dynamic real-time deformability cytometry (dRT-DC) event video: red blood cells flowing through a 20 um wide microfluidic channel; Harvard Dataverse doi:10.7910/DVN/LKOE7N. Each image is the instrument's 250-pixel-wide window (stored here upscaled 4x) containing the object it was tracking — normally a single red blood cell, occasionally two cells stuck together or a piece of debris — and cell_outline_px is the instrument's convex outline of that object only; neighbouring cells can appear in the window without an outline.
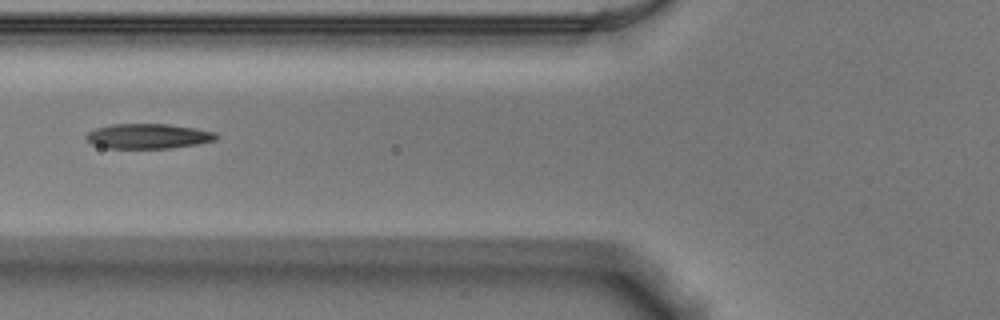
{"species": "Egyptian fruit bat (a non-hibernating species)", "species_latin": "Rousettus aegyptiacus", "temperature_condition": "warm", "stored_images_in_passage": 37, "camera_frame_rate_fps": 3000, "um_per_image_px": 0.085, "animal": {"sex": "male"}, "frame": {"image": 1, "passage_image": 6, "time_ms": 1.667, "image_size_px": [1000, 320], "cell_outline_px": [[220, 136], [216, 140], [200, 144], [168, 148], [104, 148], [92, 144], [84, 136], [88, 132], [96, 128], [112, 124], [168, 124], [196, 128], [216, 132]], "centroid_in_image_um": [12.63, 11.57], "position_along_channel_um": 113.2, "area_um2": 19.07}, "authors_computed_cell_mechanics": {"area_um2": 19.074, "velocity_mm_per_s": 3.9068, "shape_relaxation_time_tau1_ms": 7.0005, "shape_relaxation_time_tau2_ms": 1.7645, "deformation_change_tau1": 0.241, "deformation_change_tau2": 0.093}}